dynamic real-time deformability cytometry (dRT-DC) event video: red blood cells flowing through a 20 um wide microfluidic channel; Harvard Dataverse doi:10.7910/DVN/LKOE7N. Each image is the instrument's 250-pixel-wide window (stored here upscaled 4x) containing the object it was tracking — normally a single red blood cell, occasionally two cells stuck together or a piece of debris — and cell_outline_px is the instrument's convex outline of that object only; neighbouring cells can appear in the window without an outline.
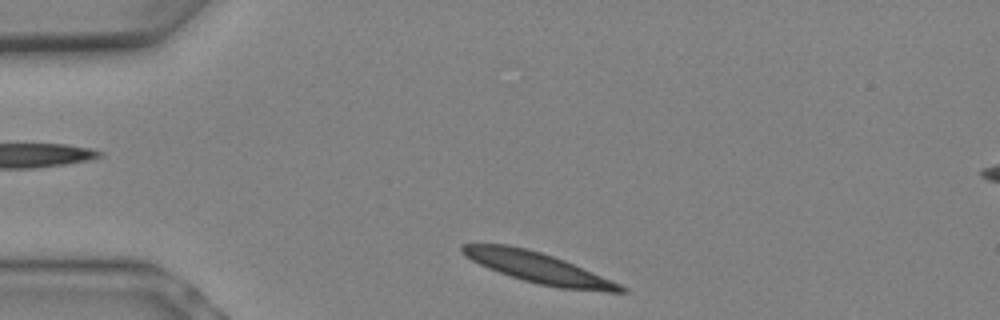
{"species": "Egyptian fruit bat (a non-hibernating species)", "species_latin": "Rousettus aegyptiacus", "temperature_condition": "warm", "stored_images_in_passage": 8, "segment_of_instrument_passage": [2, 2], "camera_frame_rate_fps": 3000, "um_per_image_px": 0.085, "animal": {"sex": "female"}, "frame": {"image": 1, "passage_image": 8, "time_ms": 2.333, "image_size_px": [1000, 320], "cell_outline_px": [[628, 292], [608, 292], [560, 288], [540, 284], [524, 280], [488, 268], [464, 256], [460, 252], [460, 244], [508, 244], [540, 252], [564, 260], [620, 284], [628, 288]], "centroid_in_image_um": [45.73, 22.76], "position_along_channel_um": 39.3, "area_um2": 27.8}}